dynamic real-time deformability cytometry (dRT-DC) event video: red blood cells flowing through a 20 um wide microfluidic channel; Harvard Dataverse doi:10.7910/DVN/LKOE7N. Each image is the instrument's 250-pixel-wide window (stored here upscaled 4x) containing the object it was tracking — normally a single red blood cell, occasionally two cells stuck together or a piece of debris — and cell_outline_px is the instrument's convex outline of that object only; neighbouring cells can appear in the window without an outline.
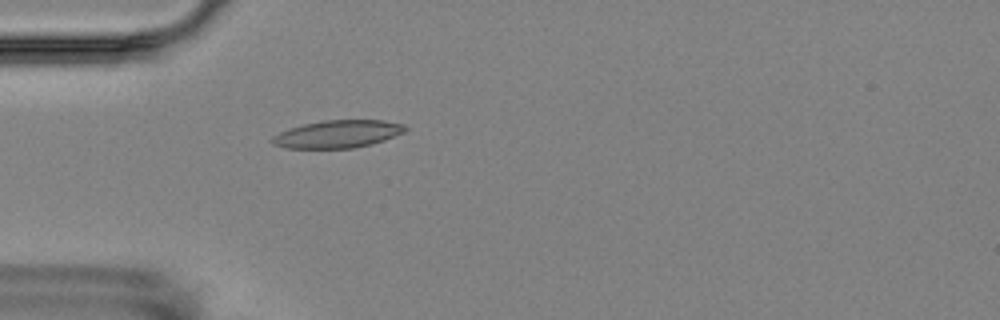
{"species": "Egyptian fruit bat (a non-hibernating species)", "species_latin": "Rousettus aegyptiacus", "temperature_condition": "room temperature", "stored_images_in_passage": 3, "camera_frame_rate_fps": 3000, "um_per_image_px": 0.085, "animal": {"sex": "female"}, "frame": {"image": 1, "passage_image": 3, "time_ms": 3.333, "image_size_px": [1000, 320], "cell_outline_px": [[408, 128], [404, 132], [384, 140], [372, 144], [352, 148], [288, 148], [272, 144], [268, 140], [272, 136], [288, 128], [304, 124], [324, 120], [380, 120], [404, 124]], "centroid_in_image_um": [28.67, 11.39], "position_along_channel_um": 56.3, "area_um2": 21.44}}